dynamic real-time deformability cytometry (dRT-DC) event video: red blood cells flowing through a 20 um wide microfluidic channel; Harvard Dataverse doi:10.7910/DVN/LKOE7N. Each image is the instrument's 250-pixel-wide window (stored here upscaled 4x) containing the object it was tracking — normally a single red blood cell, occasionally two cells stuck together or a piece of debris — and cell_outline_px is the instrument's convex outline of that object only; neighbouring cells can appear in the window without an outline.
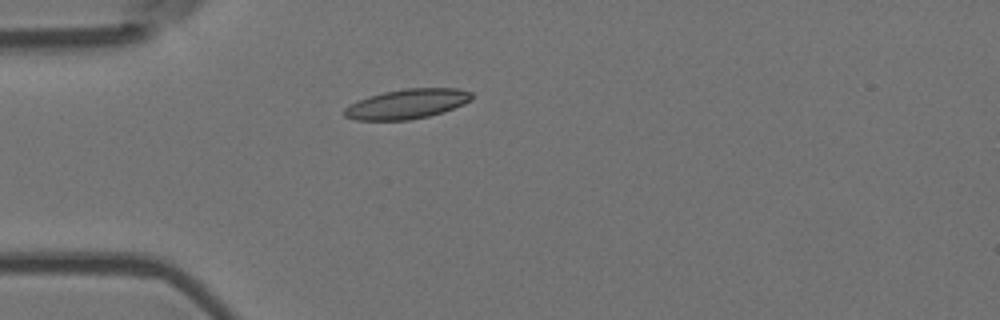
{"species": "Egyptian fruit bat (a non-hibernating species)", "species_latin": "Rousettus aegyptiacus", "temperature_condition": "room temperature", "stored_images_in_passage": 5, "camera_frame_rate_fps": 3000, "um_per_image_px": 0.085, "animal": {"sex": "female"}, "frame": {"image": 1, "passage_image": 5, "time_ms": 1.333, "image_size_px": [1000, 320], "cell_outline_px": [[472, 100], [464, 104], [444, 112], [428, 116], [408, 120], [356, 120], [344, 116], [344, 108], [368, 96], [384, 92], [404, 88], [460, 88], [472, 92]], "centroid_in_image_um": [34.64, 8.83], "position_along_channel_um": 50.4, "area_um2": 22.08}}